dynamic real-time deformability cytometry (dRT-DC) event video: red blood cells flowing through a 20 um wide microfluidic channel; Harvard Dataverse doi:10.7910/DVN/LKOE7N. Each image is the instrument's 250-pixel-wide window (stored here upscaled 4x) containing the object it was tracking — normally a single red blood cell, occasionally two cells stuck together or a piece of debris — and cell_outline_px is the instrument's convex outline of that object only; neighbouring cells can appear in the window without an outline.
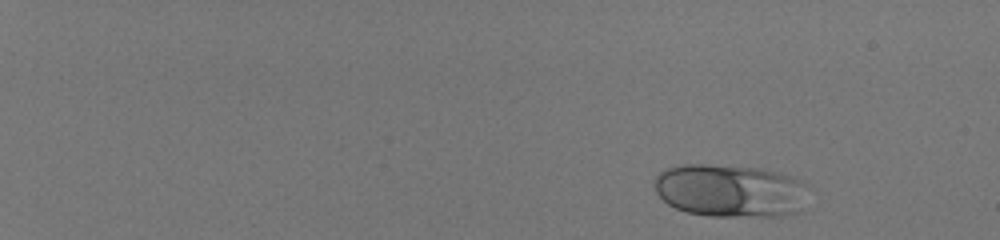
{"species": "human", "species_latin": "Homo sapiens", "temperature_condition": "room temperature", "stored_images_in_passage": 50, "camera_frame_rate_fps": 3000, "um_per_image_px": 0.085, "donor": {"sex": "male"}, "frame": {"image": 1, "passage_image": 1, "time_ms": 0.0, "image_size_px": [1000, 240], "cell_outline_px": [[804, 184], [800, 212], [780, 216], [708, 216], [688, 212], [676, 208], [668, 204], [656, 192], [656, 176], [660, 172], [668, 168], [684, 164], [704, 164], [760, 168], [792, 176], [800, 180]], "centroid_in_image_um": [62.03, 16.21], "position_along_channel_um": 23.0, "area_um2": 46.99}}
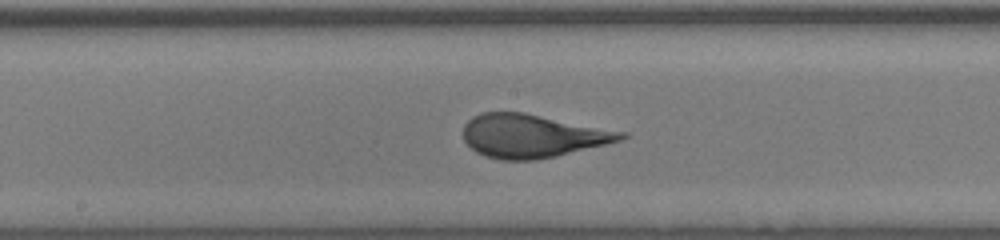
{"frame": {"image": 2, "passage_image": 29, "time_ms": 9.333, "image_size_px": [1000, 240], "cell_outline_px": [[628, 136], [620, 140], [556, 156], [536, 160], [500, 160], [484, 156], [476, 152], [464, 140], [464, 124], [472, 116], [480, 112], [524, 112], [628, 132]], "centroid_in_image_um": [45.23, 11.54], "position_along_channel_um": 203.0, "area_um2": 39.88}}
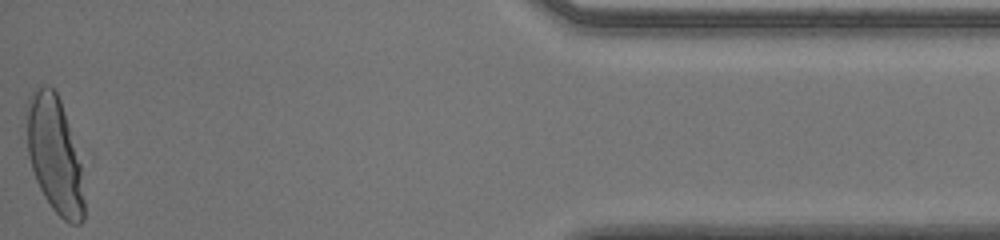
{"frame": {"image": 3, "passage_image": 50, "time_ms": 16.333, "image_size_px": [1000, 240], "cell_outline_px": [[84, 220], [80, 224], [72, 224], [64, 220], [52, 208], [44, 196], [36, 180], [28, 156], [28, 100], [32, 88], [40, 84], [44, 84], [52, 88], [56, 92], [60, 100], [64, 112], [80, 164], [84, 200]], "centroid_in_image_um": [4.64, 13.17], "position_along_channel_um": 430.6, "area_um2": 38.26}}